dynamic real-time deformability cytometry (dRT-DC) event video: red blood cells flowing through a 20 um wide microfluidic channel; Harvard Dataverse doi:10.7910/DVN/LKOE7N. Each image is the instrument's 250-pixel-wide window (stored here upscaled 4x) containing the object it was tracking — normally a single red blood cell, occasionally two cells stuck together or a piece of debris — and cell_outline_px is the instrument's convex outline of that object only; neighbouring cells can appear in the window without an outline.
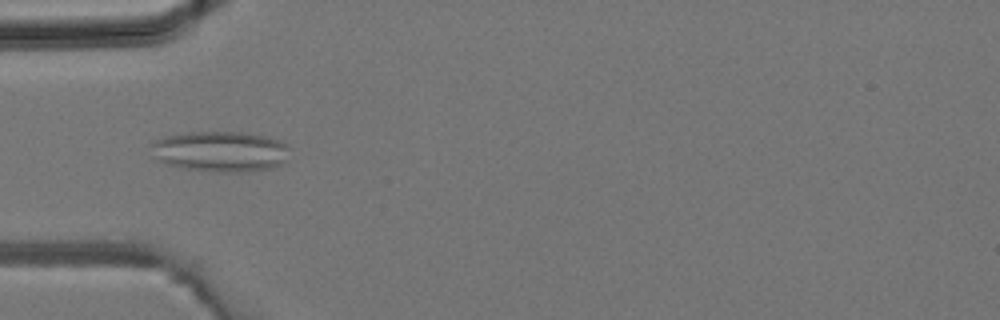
{"species": "common noctule bat (a hibernating species)", "species_latin": "Nyctalus noctula", "temperature_condition": "room temperature", "stored_images_in_passage": 4, "camera_frame_rate_fps": 3000, "um_per_image_px": 0.085, "animal": {"sex": "male", "body_mass_g": 19.2, "forearm_length_mm": 51.8}, "frame": {"image": 1, "passage_image": 4, "time_ms": 1.0, "image_size_px": [1000, 320], "cell_outline_px": [[288, 148], [284, 160], [280, 164], [268, 168], [240, 172], [216, 172], [184, 168], [164, 164], [156, 160], [148, 144], [152, 140], [164, 136], [188, 132], [244, 132], [264, 136], [280, 140], [288, 144]], "centroid_in_image_um": [18.63, 12.86], "position_along_channel_um": 66.4, "area_um2": 32.95}}